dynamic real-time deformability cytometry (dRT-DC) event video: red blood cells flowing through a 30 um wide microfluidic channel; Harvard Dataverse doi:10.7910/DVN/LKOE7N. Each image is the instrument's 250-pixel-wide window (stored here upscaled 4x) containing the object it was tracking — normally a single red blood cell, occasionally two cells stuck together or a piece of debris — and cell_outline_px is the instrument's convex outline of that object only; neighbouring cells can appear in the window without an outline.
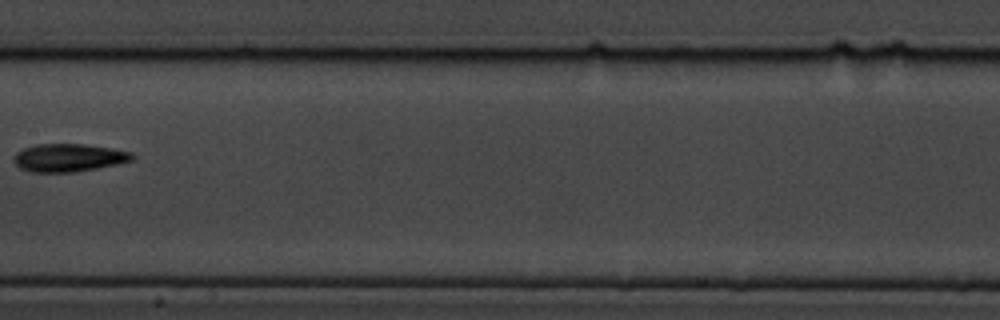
{"species": "common noctule bat (a hibernating species)", "species_latin": "Nyctalus noctula", "temperature_condition": "cold", "stored_images_in_passage": 11, "camera_frame_rate_fps": 3000, "um_per_image_px": 0.085, "animal": {"sex": "male", "body_mass_g": 19.5, "forearm_length_mm": 54.6}, "frame": {"image": 1, "passage_image": 10, "time_ms": 11.0, "image_size_px": [1000, 320], "cell_outline_px": [[136, 156], [132, 160], [116, 164], [96, 168], [72, 172], [32, 172], [20, 168], [12, 160], [12, 156], [16, 152], [24, 148], [36, 144], [84, 144], [112, 148], [132, 152]], "centroid_in_image_um": [5.82, 13.4], "position_along_channel_um": 201.6, "area_um2": 19.31}}
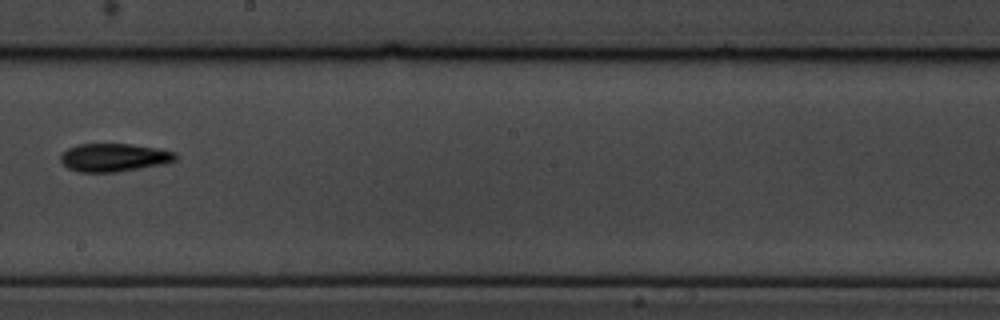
{"frame": {"image": 2, "passage_image": 11, "time_ms": 12.0, "image_size_px": [1000, 320], "cell_outline_px": [[176, 160], [164, 164], [116, 172], [80, 172], [68, 168], [60, 160], [60, 152], [76, 144], [132, 144], [156, 148], [176, 152]], "centroid_in_image_um": [9.66, 13.38], "position_along_channel_um": 238.5, "area_um2": 18.9}}